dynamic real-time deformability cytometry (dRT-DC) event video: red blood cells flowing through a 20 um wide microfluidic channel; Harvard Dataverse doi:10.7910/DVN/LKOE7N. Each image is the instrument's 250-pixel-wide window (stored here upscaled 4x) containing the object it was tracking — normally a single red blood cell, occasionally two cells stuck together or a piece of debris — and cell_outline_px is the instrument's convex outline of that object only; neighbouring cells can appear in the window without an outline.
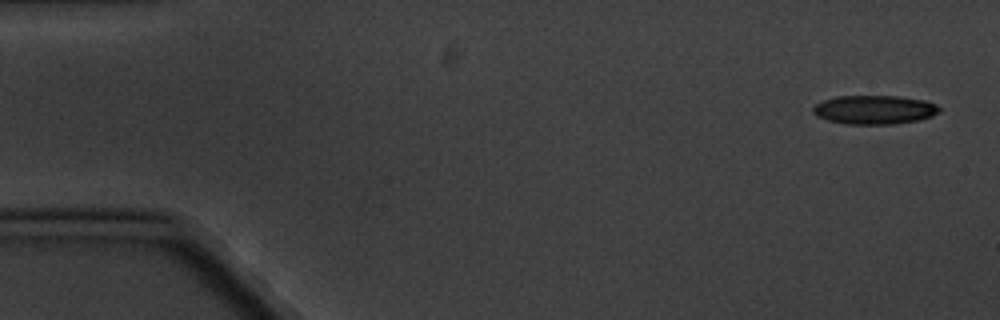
{"species": "common noctule bat (a hibernating species)", "species_latin": "Nyctalus noctula", "temperature_condition": "cold", "stored_images_in_passage": 11, "camera_frame_rate_fps": 3000, "um_per_image_px": 0.085, "animal": {"sex": "male", "body_mass_g": 20.1, "forearm_length_mm": 53.5}, "frame": {"image": 1, "passage_image": 1, "time_ms": 0.0, "image_size_px": [1000, 320], "cell_outline_px": [[940, 112], [932, 116], [916, 120], [892, 124], [844, 124], [828, 120], [816, 116], [812, 112], [812, 108], [820, 100], [836, 96], [900, 96], [924, 100], [936, 104], [940, 108]], "centroid_in_image_um": [74.28, 9.32], "position_along_channel_um": 10.7, "area_um2": 21.39}}
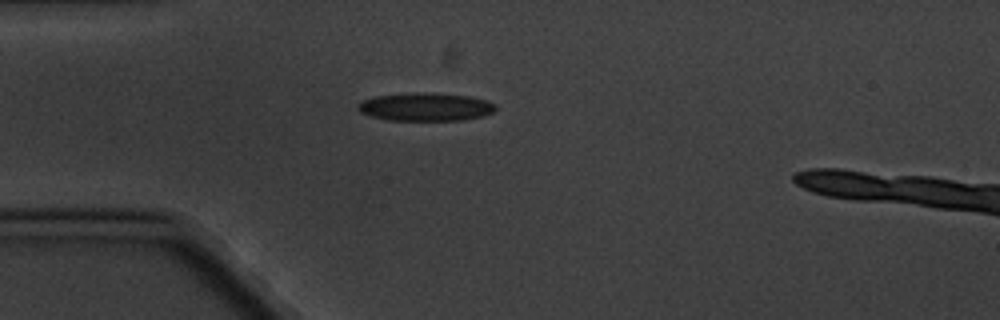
{"frame": {"image": 2, "passage_image": 4, "time_ms": 4.333, "image_size_px": [1000, 320], "cell_outline_px": [[496, 108], [492, 112], [484, 116], [460, 120], [388, 120], [368, 116], [360, 112], [356, 108], [356, 104], [364, 100], [376, 96], [416, 92], [472, 96], [488, 100], [496, 104]], "centroid_in_image_um": [36.16, 9.09], "position_along_channel_um": 48.8, "area_um2": 22.66}}